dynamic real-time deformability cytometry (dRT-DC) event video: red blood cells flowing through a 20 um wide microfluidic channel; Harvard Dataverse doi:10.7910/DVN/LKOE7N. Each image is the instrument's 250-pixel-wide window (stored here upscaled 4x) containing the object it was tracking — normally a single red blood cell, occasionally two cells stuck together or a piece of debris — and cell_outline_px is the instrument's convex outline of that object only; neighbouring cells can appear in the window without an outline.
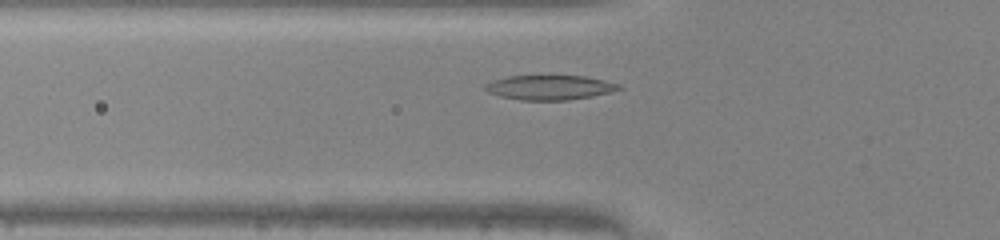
{"species": "common noctule bat (a hibernating species)", "species_latin": "Nyctalus noctula", "temperature_condition": "warm", "stored_images_in_passage": 33, "camera_frame_rate_fps": 3000, "um_per_image_px": 0.085, "animal": {"sex": "male", "body_mass_g": 20.0, "forearm_length_mm": 53.3}, "frame": {"image": 1, "passage_image": 8, "time_ms": 2.333, "image_size_px": [1000, 240], "cell_outline_px": [[624, 88], [592, 96], [568, 100], [520, 100], [500, 96], [488, 92], [484, 88], [484, 84], [492, 80], [508, 76], [584, 76], [604, 80], [620, 84]], "centroid_in_image_um": [46.7, 7.43], "position_along_channel_um": 79.1, "area_um2": 19.13}}
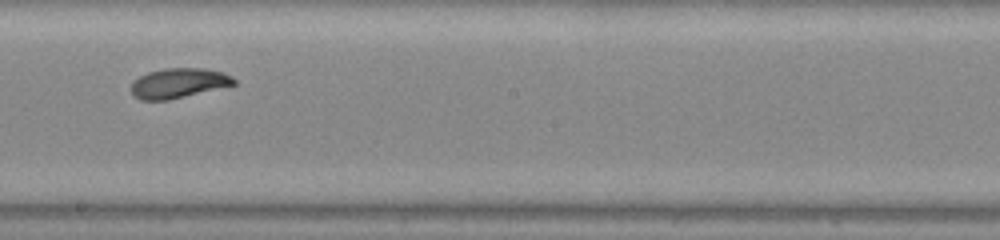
{"frame": {"image": 2, "passage_image": 19, "time_ms": 6.0, "image_size_px": [1000, 240], "cell_outline_px": [[236, 84], [168, 100], [140, 100], [132, 96], [132, 84], [140, 76], [148, 72], [164, 68], [204, 68], [224, 72], [232, 76], [236, 80]], "centroid_in_image_um": [15.19, 7.06], "position_along_channel_um": 233.0, "area_um2": 17.8}}
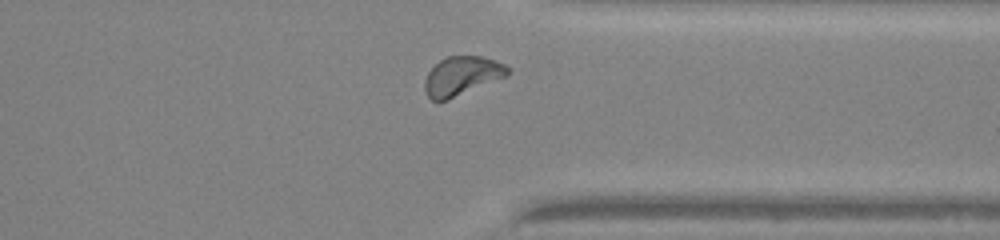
{"frame": {"image": 3, "passage_image": 29, "time_ms": 9.333, "image_size_px": [1000, 240], "cell_outline_px": [[512, 68], [508, 76], [448, 100], [432, 100], [424, 92], [424, 80], [428, 72], [440, 60], [448, 56], [480, 56], [504, 64]], "centroid_in_image_um": [39.27, 6.46], "position_along_channel_um": 372.1, "area_um2": 18.9}, "authors_computed_cell_mechanics": {"area_um2": 18.4382, "velocity_mm_per_s": 4.1919, "shape_relaxation_time_tau1_ms": 2.2596, "shape_relaxation_time_tau2_ms": 5.4815, "deformation_change_tau1": 0.127, "deformation_change_tau2": 0.0909}}